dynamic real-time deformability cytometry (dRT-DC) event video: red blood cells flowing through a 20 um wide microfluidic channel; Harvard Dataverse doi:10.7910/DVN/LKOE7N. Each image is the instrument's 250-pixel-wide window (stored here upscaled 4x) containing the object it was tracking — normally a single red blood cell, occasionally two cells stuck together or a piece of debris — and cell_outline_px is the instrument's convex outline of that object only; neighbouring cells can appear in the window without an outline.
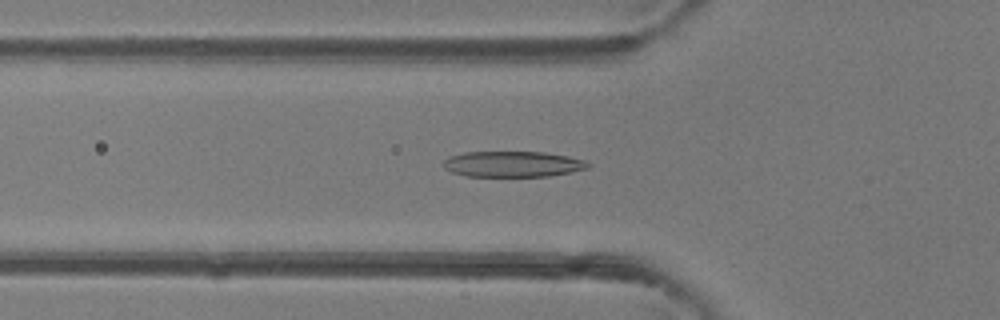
{"species": "common noctule bat (a hibernating species)", "species_latin": "Nyctalus noctula", "temperature_condition": "room temperature", "stored_images_in_passage": 48, "camera_frame_rate_fps": 3000, "um_per_image_px": 0.085, "animal": {"sex": "female"}, "frame": {"image": 1, "passage_image": 17, "time_ms": 5.333, "image_size_px": [1000, 320], "cell_outline_px": [[592, 164], [588, 168], [572, 172], [548, 176], [468, 176], [452, 172], [444, 168], [444, 160], [448, 156], [464, 152], [544, 152], [568, 156], [584, 160]], "centroid_in_image_um": [43.6, 13.94], "position_along_channel_um": 82.2, "area_um2": 21.73}}
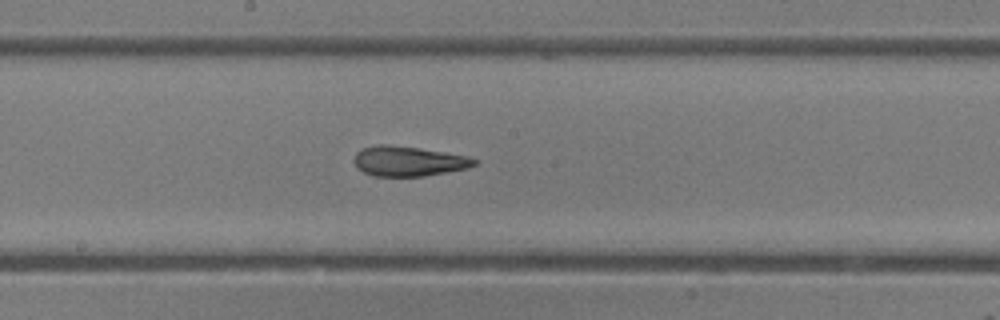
{"frame": {"image": 2, "passage_image": 26, "time_ms": 8.333, "image_size_px": [1000, 320], "cell_outline_px": [[480, 160], [476, 164], [468, 168], [424, 176], [372, 176], [356, 168], [356, 152], [364, 148], [380, 144], [388, 144], [444, 152], [468, 156]], "centroid_in_image_um": [34.75, 13.71], "position_along_channel_um": 213.4, "area_um2": 20.81}}
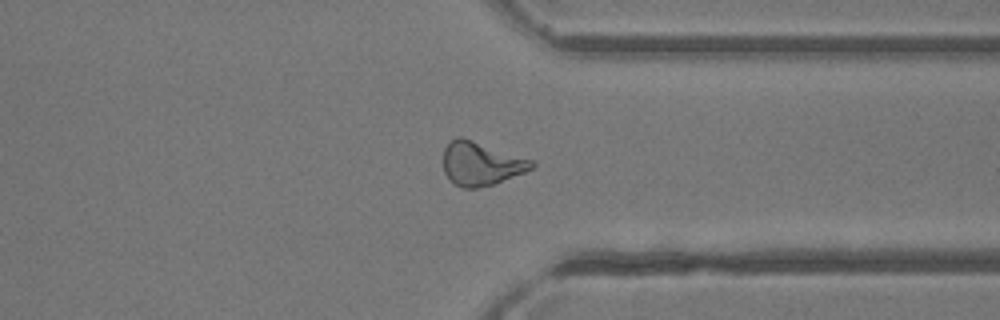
{"frame": {"image": 3, "passage_image": 37, "time_ms": 12.0, "image_size_px": [1000, 320], "cell_outline_px": [[536, 164], [532, 168], [524, 172], [492, 184], [476, 188], [464, 188], [456, 184], [444, 172], [444, 148], [456, 136], [464, 136], [532, 160]], "centroid_in_image_um": [40.88, 13.87], "position_along_channel_um": 370.5, "area_um2": 22.2}, "authors_computed_cell_mechanics": {"area_um2": 22.0218, "velocity_mm_per_s": 4.3346, "shape_relaxation_time_tau1_ms": 3.6738, "shape_relaxation_time_tau2_ms": 2.0206, "deformation_change_tau1": 0.1593, "deformation_change_tau2": 0.1194}}